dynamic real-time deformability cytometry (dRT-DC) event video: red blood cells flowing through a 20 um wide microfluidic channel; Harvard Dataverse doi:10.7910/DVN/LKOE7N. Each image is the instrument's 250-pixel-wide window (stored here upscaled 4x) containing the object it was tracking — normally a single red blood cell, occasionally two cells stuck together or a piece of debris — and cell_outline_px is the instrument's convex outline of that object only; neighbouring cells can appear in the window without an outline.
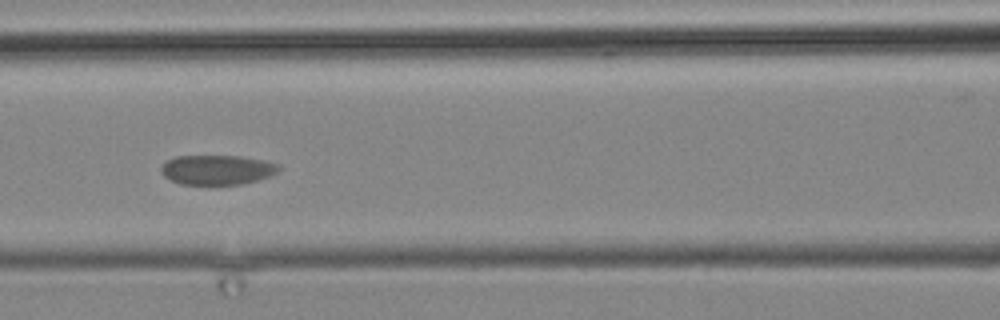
{"species": "common noctule bat (a hibernating species)", "species_latin": "Nyctalus noctula", "temperature_condition": "cold", "stored_images_in_passage": 7, "camera_frame_rate_fps": 3000, "um_per_image_px": 0.085, "animal": {"sex": "male", "body_mass_g": 19.2, "forearm_length_mm": 51.8}, "frame": {"image": 1, "passage_image": 3, "time_ms": 2.333, "image_size_px": [1000, 320], "cell_outline_px": [[280, 168], [276, 172], [268, 176], [256, 180], [240, 184], [180, 184], [164, 176], [160, 172], [160, 168], [168, 160], [176, 156], [240, 156], [264, 160], [280, 164]], "centroid_in_image_um": [18.45, 14.42], "position_along_channel_um": 148.2, "area_um2": 20.17}}
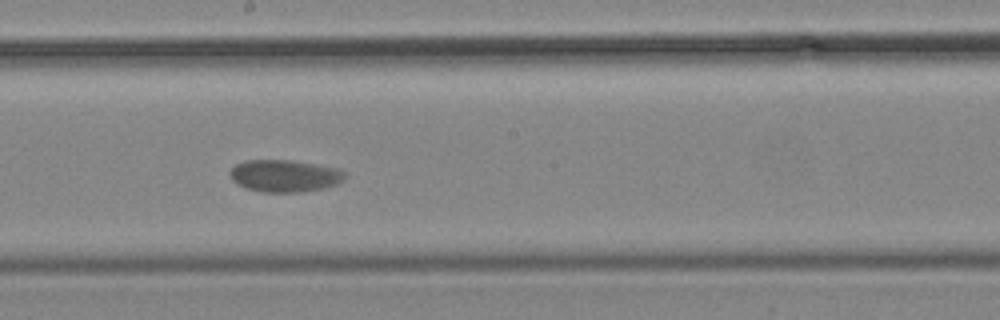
{"frame": {"image": 2, "passage_image": 5, "time_ms": 4.667, "image_size_px": [1000, 320], "cell_outline_px": [[344, 180], [336, 184], [324, 188], [300, 192], [260, 192], [236, 184], [232, 180], [228, 172], [236, 164], [244, 160], [292, 160], [316, 164], [336, 168], [344, 172]], "centroid_in_image_um": [24.16, 14.94], "position_along_channel_um": 224.0, "area_um2": 21.56}}
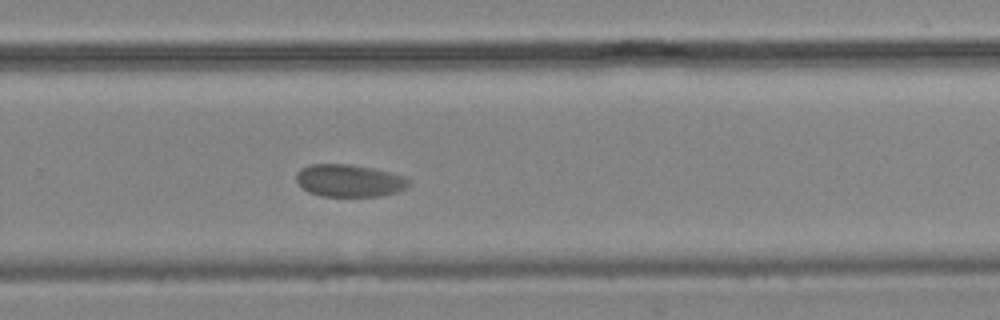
{"frame": {"image": 3, "passage_image": 7, "time_ms": 7.0, "image_size_px": [1000, 320], "cell_outline_px": [[412, 180], [404, 188], [396, 192], [380, 196], [320, 196], [308, 192], [296, 180], [296, 172], [300, 168], [312, 164], [348, 164], [372, 168], [404, 176]], "centroid_in_image_um": [29.67, 15.35], "position_along_channel_um": 300.1, "area_um2": 21.15}}